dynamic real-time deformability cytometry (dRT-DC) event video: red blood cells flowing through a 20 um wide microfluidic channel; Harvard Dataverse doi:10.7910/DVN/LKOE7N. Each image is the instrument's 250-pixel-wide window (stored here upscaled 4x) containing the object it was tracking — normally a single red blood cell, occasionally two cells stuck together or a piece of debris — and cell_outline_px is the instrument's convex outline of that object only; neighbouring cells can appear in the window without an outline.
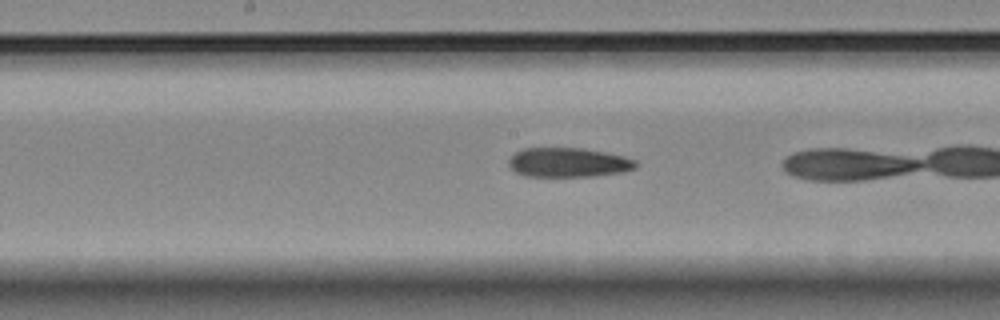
{"species": "Egyptian fruit bat (a non-hibernating species)", "species_latin": "Rousettus aegyptiacus", "temperature_condition": "room temperature", "stored_images_in_passage": 15, "camera_frame_rate_fps": 3000, "um_per_image_px": 0.085, "animal": {"sex": "female"}, "frame": {"image": 1, "passage_image": 10, "time_ms": 3.0, "image_size_px": [1000, 320], "cell_outline_px": [[636, 168], [624, 172], [592, 176], [528, 176], [516, 172], [508, 164], [508, 160], [516, 152], [524, 148], [584, 148], [624, 156], [636, 160]], "centroid_in_image_um": [48.33, 13.8], "position_along_channel_um": 199.9, "area_um2": 21.68}}